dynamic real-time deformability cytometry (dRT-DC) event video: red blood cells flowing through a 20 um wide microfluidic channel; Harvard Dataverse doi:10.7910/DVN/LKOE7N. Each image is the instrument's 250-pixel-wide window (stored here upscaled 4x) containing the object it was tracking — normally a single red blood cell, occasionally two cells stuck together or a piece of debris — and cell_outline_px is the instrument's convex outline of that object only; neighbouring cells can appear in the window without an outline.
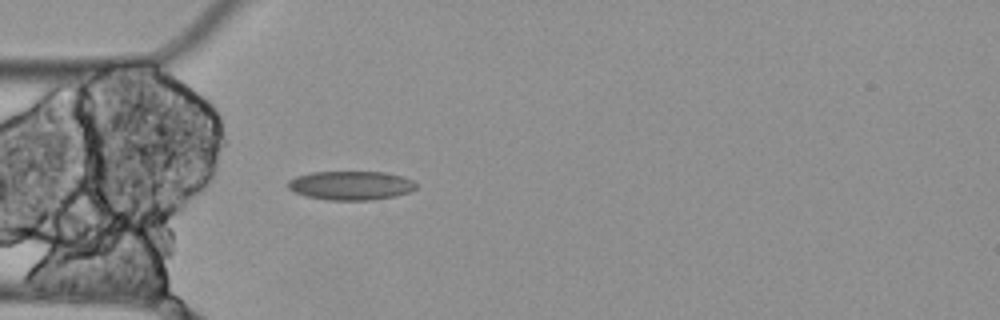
{"species": "Egyptian fruit bat (a non-hibernating species)", "species_latin": "Rousettus aegyptiacus", "temperature_condition": "cold", "stored_images_in_passage": 3, "camera_frame_rate_fps": 3000, "um_per_image_px": 0.085, "animal": {"sex": "female"}, "frame": {"image": 1, "passage_image": 3, "time_ms": 0.667, "image_size_px": [1000, 320], "cell_outline_px": [[416, 188], [408, 192], [396, 196], [372, 200], [328, 200], [304, 196], [292, 192], [288, 188], [288, 180], [296, 176], [312, 172], [384, 172], [404, 176], [412, 180], [416, 184]], "centroid_in_image_um": [29.8, 15.77], "position_along_channel_um": 55.2, "area_um2": 21.79}}